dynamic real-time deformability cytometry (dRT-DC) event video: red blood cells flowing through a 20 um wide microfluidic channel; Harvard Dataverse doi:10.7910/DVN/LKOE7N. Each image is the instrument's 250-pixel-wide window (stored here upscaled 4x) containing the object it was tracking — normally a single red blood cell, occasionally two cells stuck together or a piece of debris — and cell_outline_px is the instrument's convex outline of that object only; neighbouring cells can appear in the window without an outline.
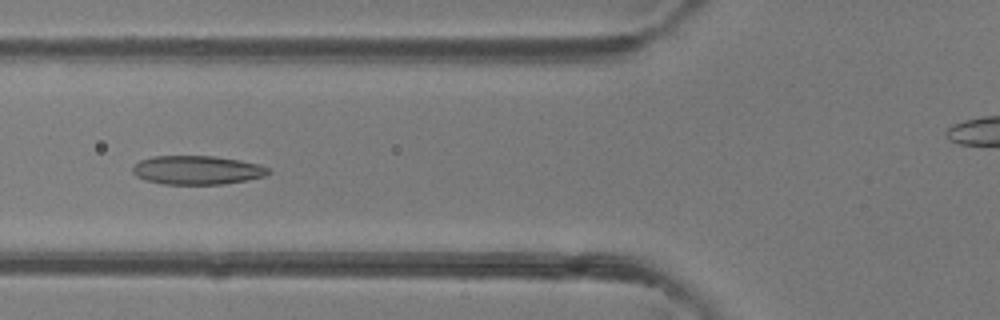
{"species": "common noctule bat (a hibernating species)", "species_latin": "Nyctalus noctula", "temperature_condition": "room temperature", "stored_images_in_passage": 28, "camera_frame_rate_fps": 3000, "um_per_image_px": 0.085, "animal": {"sex": "female"}, "frame": {"image": 1, "passage_image": 18, "time_ms": 5.667, "image_size_px": [1000, 320], "cell_outline_px": [[272, 172], [264, 176], [248, 180], [224, 184], [164, 184], [144, 180], [136, 176], [132, 172], [132, 168], [140, 160], [152, 156], [212, 156], [240, 160], [260, 164], [268, 168]], "centroid_in_image_um": [16.76, 14.46], "position_along_channel_um": 109.0, "area_um2": 22.89}}
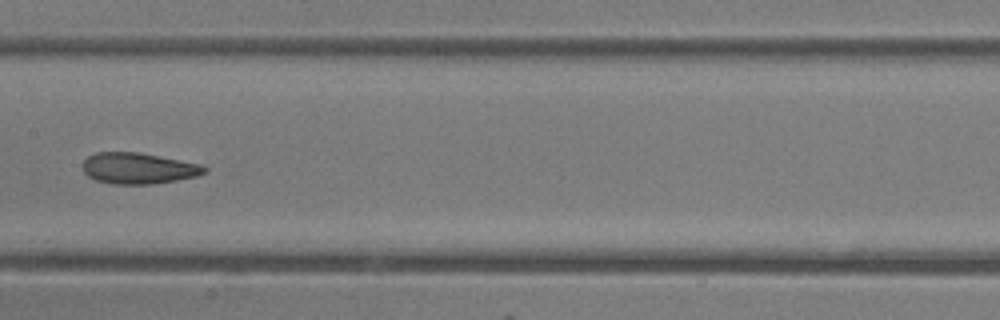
{"frame": {"image": 2, "passage_image": 24, "time_ms": 7.667, "image_size_px": [1000, 320], "cell_outline_px": [[208, 172], [196, 176], [176, 180], [152, 184], [116, 184], [96, 180], [88, 176], [84, 172], [84, 160], [88, 156], [96, 152], [140, 152], [200, 164], [208, 168]], "centroid_in_image_um": [11.78, 14.3], "position_along_channel_um": 195.6, "area_um2": 21.96}}
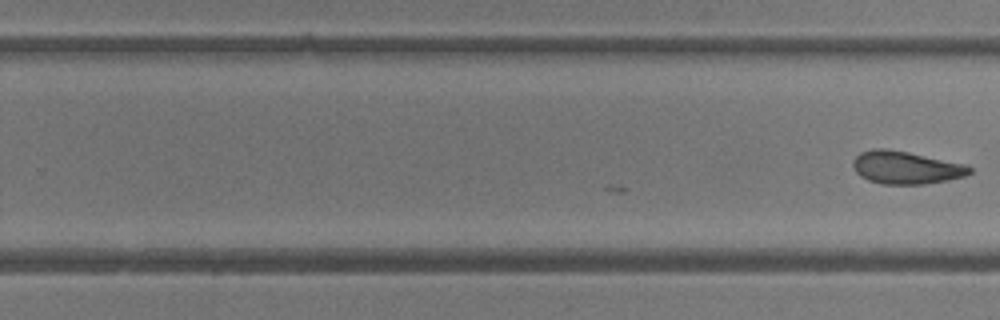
{"frame": {"image": 3, "passage_image": 28, "time_ms": 9.0, "image_size_px": [1000, 320], "cell_outline_px": [[972, 172], [964, 176], [948, 180], [924, 184], [884, 184], [868, 180], [860, 176], [856, 172], [852, 164], [852, 160], [860, 152], [872, 148], [884, 148], [908, 152], [964, 164], [972, 168]], "centroid_in_image_um": [76.97, 14.24], "position_along_channel_um": 252.8, "area_um2": 22.2}}